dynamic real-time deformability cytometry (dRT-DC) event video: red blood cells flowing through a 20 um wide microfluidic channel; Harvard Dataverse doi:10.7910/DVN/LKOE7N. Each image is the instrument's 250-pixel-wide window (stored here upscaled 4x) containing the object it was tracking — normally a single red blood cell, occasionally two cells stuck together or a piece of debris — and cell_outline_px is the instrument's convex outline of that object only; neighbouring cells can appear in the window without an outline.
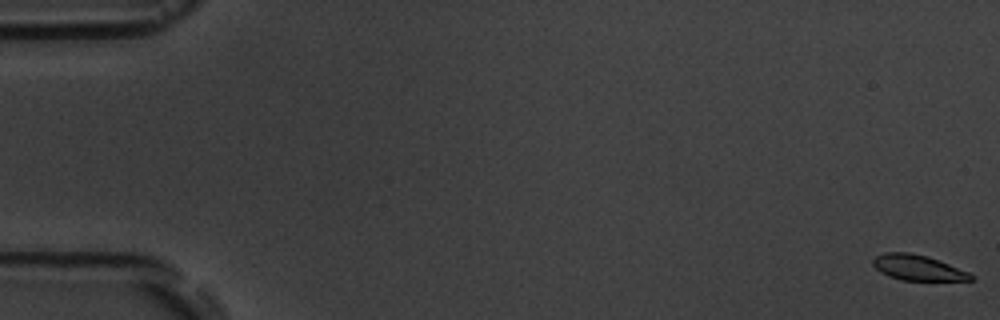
{"species": "common noctule bat (a hibernating species)", "species_latin": "Nyctalus noctula", "temperature_condition": "room temperature", "stored_images_in_passage": 6, "segment_of_instrument_passage": [1, 2], "camera_frame_rate_fps": 3000, "um_per_image_px": 0.085, "animal": {"sex": "male", "body_mass_g": 19.5, "forearm_length_mm": 54.6}, "frame": {"image": 1, "passage_image": 1, "time_ms": 0.0, "image_size_px": [1000, 320], "cell_outline_px": [[976, 276], [972, 280], [900, 280], [888, 276], [880, 272], [872, 264], [872, 260], [876, 256], [884, 252], [908, 252], [928, 256], [968, 272]], "centroid_in_image_um": [77.98, 22.75], "position_along_channel_um": 7.0, "area_um2": 14.45}}
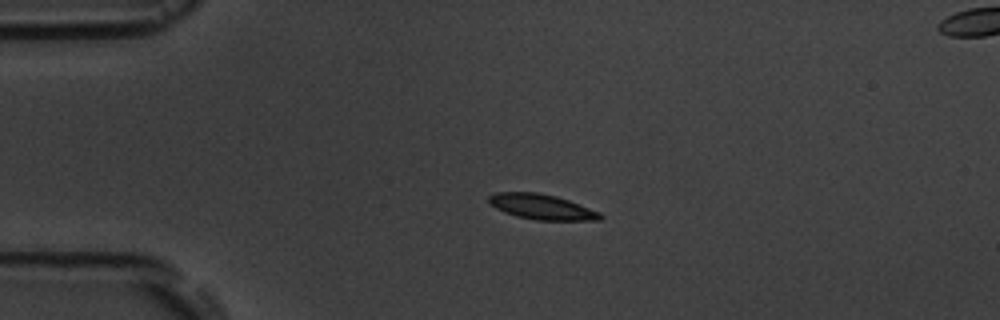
{"frame": {"image": 2, "passage_image": 4, "time_ms": 4.333, "image_size_px": [1000, 320], "cell_outline_px": [[604, 216], [600, 220], [536, 220], [516, 216], [504, 212], [488, 204], [488, 196], [496, 192], [536, 192], [556, 196], [568, 200], [600, 212]], "centroid_in_image_um": [46.02, 17.58], "position_along_channel_um": 39.0, "area_um2": 16.42}}